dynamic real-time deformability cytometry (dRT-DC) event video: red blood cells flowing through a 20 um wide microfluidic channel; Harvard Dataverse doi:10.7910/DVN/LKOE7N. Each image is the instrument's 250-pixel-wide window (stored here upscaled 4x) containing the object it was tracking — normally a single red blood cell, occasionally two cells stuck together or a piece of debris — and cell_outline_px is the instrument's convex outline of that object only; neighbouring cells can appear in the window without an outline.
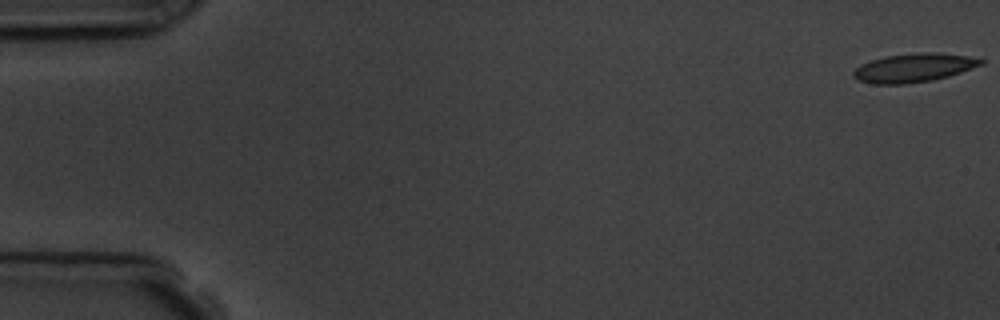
{"species": "common noctule bat (a hibernating species)", "species_latin": "Nyctalus noctula", "temperature_condition": "room temperature", "stored_images_in_passage": 5, "camera_frame_rate_fps": 3000, "um_per_image_px": 0.085, "animal": {"sex": "male", "body_mass_g": 19.5, "forearm_length_mm": 54.6}, "frame": {"image": 1, "passage_image": 1, "time_ms": 0.0, "image_size_px": [1000, 320], "cell_outline_px": [[984, 64], [948, 76], [932, 80], [908, 84], [872, 84], [860, 80], [852, 76], [852, 72], [860, 64], [884, 56], [928, 52], [968, 56], [984, 60]], "centroid_in_image_um": [77.64, 5.77], "position_along_channel_um": 7.4, "area_um2": 21.1}}
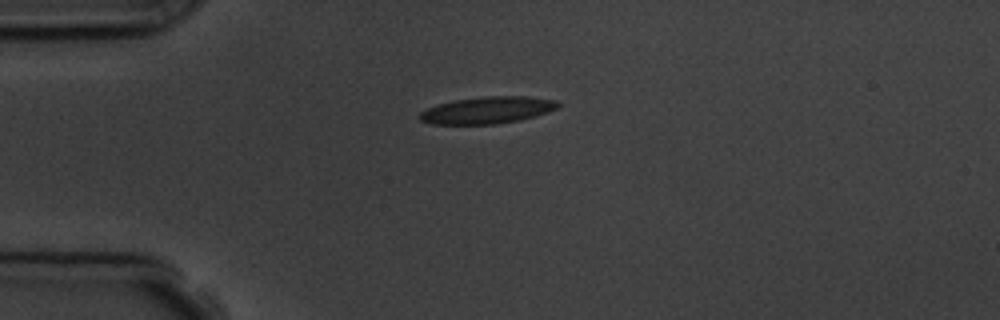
{"frame": {"image": 2, "passage_image": 5, "time_ms": 4.333, "image_size_px": [1000, 320], "cell_outline_px": [[560, 104], [556, 108], [548, 112], [536, 116], [496, 124], [432, 124], [420, 120], [416, 116], [420, 112], [428, 108], [440, 104], [456, 100], [484, 96], [528, 96], [556, 100]], "centroid_in_image_um": [41.42, 9.36], "position_along_channel_um": 43.6, "area_um2": 21.56}}